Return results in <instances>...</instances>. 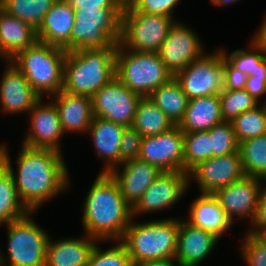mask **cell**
<instances>
[{
	"mask_svg": "<svg viewBox=\"0 0 266 266\" xmlns=\"http://www.w3.org/2000/svg\"><path fill=\"white\" fill-rule=\"evenodd\" d=\"M122 11V8L74 9L70 51L118 46Z\"/></svg>",
	"mask_w": 266,
	"mask_h": 266,
	"instance_id": "7",
	"label": "cell"
},
{
	"mask_svg": "<svg viewBox=\"0 0 266 266\" xmlns=\"http://www.w3.org/2000/svg\"><path fill=\"white\" fill-rule=\"evenodd\" d=\"M73 9L121 8L117 0H65Z\"/></svg>",
	"mask_w": 266,
	"mask_h": 266,
	"instance_id": "45",
	"label": "cell"
},
{
	"mask_svg": "<svg viewBox=\"0 0 266 266\" xmlns=\"http://www.w3.org/2000/svg\"><path fill=\"white\" fill-rule=\"evenodd\" d=\"M180 0H138L133 8L137 12L174 17V8Z\"/></svg>",
	"mask_w": 266,
	"mask_h": 266,
	"instance_id": "41",
	"label": "cell"
},
{
	"mask_svg": "<svg viewBox=\"0 0 266 266\" xmlns=\"http://www.w3.org/2000/svg\"><path fill=\"white\" fill-rule=\"evenodd\" d=\"M174 78L182 86L188 99L220 95L224 90L226 67L221 49L205 53L179 71Z\"/></svg>",
	"mask_w": 266,
	"mask_h": 266,
	"instance_id": "10",
	"label": "cell"
},
{
	"mask_svg": "<svg viewBox=\"0 0 266 266\" xmlns=\"http://www.w3.org/2000/svg\"><path fill=\"white\" fill-rule=\"evenodd\" d=\"M83 202L84 234L99 242L120 241L133 216L114 179L108 173H99Z\"/></svg>",
	"mask_w": 266,
	"mask_h": 266,
	"instance_id": "2",
	"label": "cell"
},
{
	"mask_svg": "<svg viewBox=\"0 0 266 266\" xmlns=\"http://www.w3.org/2000/svg\"><path fill=\"white\" fill-rule=\"evenodd\" d=\"M240 247L245 266H266V241L259 235L246 233Z\"/></svg>",
	"mask_w": 266,
	"mask_h": 266,
	"instance_id": "39",
	"label": "cell"
},
{
	"mask_svg": "<svg viewBox=\"0 0 266 266\" xmlns=\"http://www.w3.org/2000/svg\"><path fill=\"white\" fill-rule=\"evenodd\" d=\"M138 159L161 171H184V133L175 125L161 134L143 137Z\"/></svg>",
	"mask_w": 266,
	"mask_h": 266,
	"instance_id": "14",
	"label": "cell"
},
{
	"mask_svg": "<svg viewBox=\"0 0 266 266\" xmlns=\"http://www.w3.org/2000/svg\"><path fill=\"white\" fill-rule=\"evenodd\" d=\"M36 29L26 22L10 15L0 7V58L9 61L18 52L33 46Z\"/></svg>",
	"mask_w": 266,
	"mask_h": 266,
	"instance_id": "25",
	"label": "cell"
},
{
	"mask_svg": "<svg viewBox=\"0 0 266 266\" xmlns=\"http://www.w3.org/2000/svg\"><path fill=\"white\" fill-rule=\"evenodd\" d=\"M66 53L61 47L37 41L9 61L24 74L41 98L51 97L63 88Z\"/></svg>",
	"mask_w": 266,
	"mask_h": 266,
	"instance_id": "5",
	"label": "cell"
},
{
	"mask_svg": "<svg viewBox=\"0 0 266 266\" xmlns=\"http://www.w3.org/2000/svg\"><path fill=\"white\" fill-rule=\"evenodd\" d=\"M64 160L61 152L22 145L16 172L6 148L5 167L13 176L21 202L30 212H36L49 199L69 189L70 176Z\"/></svg>",
	"mask_w": 266,
	"mask_h": 266,
	"instance_id": "1",
	"label": "cell"
},
{
	"mask_svg": "<svg viewBox=\"0 0 266 266\" xmlns=\"http://www.w3.org/2000/svg\"><path fill=\"white\" fill-rule=\"evenodd\" d=\"M33 214L35 212H29L23 218L4 224L8 255L0 248L1 266H45L50 235L34 222Z\"/></svg>",
	"mask_w": 266,
	"mask_h": 266,
	"instance_id": "8",
	"label": "cell"
},
{
	"mask_svg": "<svg viewBox=\"0 0 266 266\" xmlns=\"http://www.w3.org/2000/svg\"><path fill=\"white\" fill-rule=\"evenodd\" d=\"M0 144V171L5 168L6 146Z\"/></svg>",
	"mask_w": 266,
	"mask_h": 266,
	"instance_id": "49",
	"label": "cell"
},
{
	"mask_svg": "<svg viewBox=\"0 0 266 266\" xmlns=\"http://www.w3.org/2000/svg\"><path fill=\"white\" fill-rule=\"evenodd\" d=\"M189 174L184 171H162L132 207L135 220L141 214L164 211L179 202L188 191Z\"/></svg>",
	"mask_w": 266,
	"mask_h": 266,
	"instance_id": "12",
	"label": "cell"
},
{
	"mask_svg": "<svg viewBox=\"0 0 266 266\" xmlns=\"http://www.w3.org/2000/svg\"><path fill=\"white\" fill-rule=\"evenodd\" d=\"M237 141L266 134V104L245 111L232 121Z\"/></svg>",
	"mask_w": 266,
	"mask_h": 266,
	"instance_id": "34",
	"label": "cell"
},
{
	"mask_svg": "<svg viewBox=\"0 0 266 266\" xmlns=\"http://www.w3.org/2000/svg\"><path fill=\"white\" fill-rule=\"evenodd\" d=\"M29 212L18 196L13 176L5 167L0 171V227Z\"/></svg>",
	"mask_w": 266,
	"mask_h": 266,
	"instance_id": "30",
	"label": "cell"
},
{
	"mask_svg": "<svg viewBox=\"0 0 266 266\" xmlns=\"http://www.w3.org/2000/svg\"><path fill=\"white\" fill-rule=\"evenodd\" d=\"M75 24L74 9L65 0H56L36 30L39 42L70 51V35Z\"/></svg>",
	"mask_w": 266,
	"mask_h": 266,
	"instance_id": "21",
	"label": "cell"
},
{
	"mask_svg": "<svg viewBox=\"0 0 266 266\" xmlns=\"http://www.w3.org/2000/svg\"><path fill=\"white\" fill-rule=\"evenodd\" d=\"M244 89L256 101L262 104L261 98L264 94H266V74H258L257 76L247 77Z\"/></svg>",
	"mask_w": 266,
	"mask_h": 266,
	"instance_id": "44",
	"label": "cell"
},
{
	"mask_svg": "<svg viewBox=\"0 0 266 266\" xmlns=\"http://www.w3.org/2000/svg\"><path fill=\"white\" fill-rule=\"evenodd\" d=\"M134 266H179L175 259H165V260H156V261H144Z\"/></svg>",
	"mask_w": 266,
	"mask_h": 266,
	"instance_id": "47",
	"label": "cell"
},
{
	"mask_svg": "<svg viewBox=\"0 0 266 266\" xmlns=\"http://www.w3.org/2000/svg\"><path fill=\"white\" fill-rule=\"evenodd\" d=\"M262 182L263 179L245 176L213 193L232 223L235 217L244 219V221L249 219L247 222L251 223L255 215Z\"/></svg>",
	"mask_w": 266,
	"mask_h": 266,
	"instance_id": "17",
	"label": "cell"
},
{
	"mask_svg": "<svg viewBox=\"0 0 266 266\" xmlns=\"http://www.w3.org/2000/svg\"><path fill=\"white\" fill-rule=\"evenodd\" d=\"M41 98L28 113L30 129L24 134L22 145L33 149H52L62 153L60 138L65 135L54 102ZM44 102V103H43Z\"/></svg>",
	"mask_w": 266,
	"mask_h": 266,
	"instance_id": "16",
	"label": "cell"
},
{
	"mask_svg": "<svg viewBox=\"0 0 266 266\" xmlns=\"http://www.w3.org/2000/svg\"><path fill=\"white\" fill-rule=\"evenodd\" d=\"M218 242L219 238L214 234L180 218L174 259L179 266H198L211 254Z\"/></svg>",
	"mask_w": 266,
	"mask_h": 266,
	"instance_id": "20",
	"label": "cell"
},
{
	"mask_svg": "<svg viewBox=\"0 0 266 266\" xmlns=\"http://www.w3.org/2000/svg\"><path fill=\"white\" fill-rule=\"evenodd\" d=\"M223 64L226 67L224 90L244 89L247 75L236 69L223 55Z\"/></svg>",
	"mask_w": 266,
	"mask_h": 266,
	"instance_id": "43",
	"label": "cell"
},
{
	"mask_svg": "<svg viewBox=\"0 0 266 266\" xmlns=\"http://www.w3.org/2000/svg\"><path fill=\"white\" fill-rule=\"evenodd\" d=\"M175 21V17L137 12L133 7L123 9L118 43L130 51L158 53Z\"/></svg>",
	"mask_w": 266,
	"mask_h": 266,
	"instance_id": "9",
	"label": "cell"
},
{
	"mask_svg": "<svg viewBox=\"0 0 266 266\" xmlns=\"http://www.w3.org/2000/svg\"><path fill=\"white\" fill-rule=\"evenodd\" d=\"M122 9L133 7L138 0H117Z\"/></svg>",
	"mask_w": 266,
	"mask_h": 266,
	"instance_id": "50",
	"label": "cell"
},
{
	"mask_svg": "<svg viewBox=\"0 0 266 266\" xmlns=\"http://www.w3.org/2000/svg\"><path fill=\"white\" fill-rule=\"evenodd\" d=\"M143 137L131 127H125L120 140V165L128 160L138 158Z\"/></svg>",
	"mask_w": 266,
	"mask_h": 266,
	"instance_id": "40",
	"label": "cell"
},
{
	"mask_svg": "<svg viewBox=\"0 0 266 266\" xmlns=\"http://www.w3.org/2000/svg\"><path fill=\"white\" fill-rule=\"evenodd\" d=\"M5 62L0 80V108L7 114L29 113L41 97L16 66Z\"/></svg>",
	"mask_w": 266,
	"mask_h": 266,
	"instance_id": "18",
	"label": "cell"
},
{
	"mask_svg": "<svg viewBox=\"0 0 266 266\" xmlns=\"http://www.w3.org/2000/svg\"><path fill=\"white\" fill-rule=\"evenodd\" d=\"M223 121L232 122L245 111L257 107L256 101L245 89L223 90L219 95Z\"/></svg>",
	"mask_w": 266,
	"mask_h": 266,
	"instance_id": "36",
	"label": "cell"
},
{
	"mask_svg": "<svg viewBox=\"0 0 266 266\" xmlns=\"http://www.w3.org/2000/svg\"><path fill=\"white\" fill-rule=\"evenodd\" d=\"M96 243L97 239L86 234L56 241L49 237L45 266H86Z\"/></svg>",
	"mask_w": 266,
	"mask_h": 266,
	"instance_id": "24",
	"label": "cell"
},
{
	"mask_svg": "<svg viewBox=\"0 0 266 266\" xmlns=\"http://www.w3.org/2000/svg\"><path fill=\"white\" fill-rule=\"evenodd\" d=\"M223 122L219 95L190 99L178 127L183 133L208 131Z\"/></svg>",
	"mask_w": 266,
	"mask_h": 266,
	"instance_id": "27",
	"label": "cell"
},
{
	"mask_svg": "<svg viewBox=\"0 0 266 266\" xmlns=\"http://www.w3.org/2000/svg\"><path fill=\"white\" fill-rule=\"evenodd\" d=\"M201 42L196 32L187 25L178 20L174 22L158 51L165 68L173 77L206 53Z\"/></svg>",
	"mask_w": 266,
	"mask_h": 266,
	"instance_id": "13",
	"label": "cell"
},
{
	"mask_svg": "<svg viewBox=\"0 0 266 266\" xmlns=\"http://www.w3.org/2000/svg\"><path fill=\"white\" fill-rule=\"evenodd\" d=\"M211 138V157H219L239 152L232 122L223 121L208 130Z\"/></svg>",
	"mask_w": 266,
	"mask_h": 266,
	"instance_id": "37",
	"label": "cell"
},
{
	"mask_svg": "<svg viewBox=\"0 0 266 266\" xmlns=\"http://www.w3.org/2000/svg\"><path fill=\"white\" fill-rule=\"evenodd\" d=\"M117 46L85 48L66 53L62 90L92 97L116 77Z\"/></svg>",
	"mask_w": 266,
	"mask_h": 266,
	"instance_id": "3",
	"label": "cell"
},
{
	"mask_svg": "<svg viewBox=\"0 0 266 266\" xmlns=\"http://www.w3.org/2000/svg\"><path fill=\"white\" fill-rule=\"evenodd\" d=\"M116 78L140 97H149L173 76L155 52L130 51L119 43L115 52Z\"/></svg>",
	"mask_w": 266,
	"mask_h": 266,
	"instance_id": "6",
	"label": "cell"
},
{
	"mask_svg": "<svg viewBox=\"0 0 266 266\" xmlns=\"http://www.w3.org/2000/svg\"><path fill=\"white\" fill-rule=\"evenodd\" d=\"M188 174L189 183L196 181L194 183L198 185L201 193L211 194L246 176L239 152L211 157L200 162Z\"/></svg>",
	"mask_w": 266,
	"mask_h": 266,
	"instance_id": "15",
	"label": "cell"
},
{
	"mask_svg": "<svg viewBox=\"0 0 266 266\" xmlns=\"http://www.w3.org/2000/svg\"><path fill=\"white\" fill-rule=\"evenodd\" d=\"M238 0H211L212 4L215 5L216 7H224L226 5H233L235 4V2H237ZM233 3V4H232Z\"/></svg>",
	"mask_w": 266,
	"mask_h": 266,
	"instance_id": "48",
	"label": "cell"
},
{
	"mask_svg": "<svg viewBox=\"0 0 266 266\" xmlns=\"http://www.w3.org/2000/svg\"><path fill=\"white\" fill-rule=\"evenodd\" d=\"M248 49H236L230 54L222 49L224 57L240 72L249 76L266 74V55L252 41Z\"/></svg>",
	"mask_w": 266,
	"mask_h": 266,
	"instance_id": "33",
	"label": "cell"
},
{
	"mask_svg": "<svg viewBox=\"0 0 266 266\" xmlns=\"http://www.w3.org/2000/svg\"><path fill=\"white\" fill-rule=\"evenodd\" d=\"M50 98L57 107L64 134L88 132L94 118L92 97L61 90Z\"/></svg>",
	"mask_w": 266,
	"mask_h": 266,
	"instance_id": "23",
	"label": "cell"
},
{
	"mask_svg": "<svg viewBox=\"0 0 266 266\" xmlns=\"http://www.w3.org/2000/svg\"><path fill=\"white\" fill-rule=\"evenodd\" d=\"M149 98L175 125L183 119L189 101L182 86L174 77L155 89Z\"/></svg>",
	"mask_w": 266,
	"mask_h": 266,
	"instance_id": "28",
	"label": "cell"
},
{
	"mask_svg": "<svg viewBox=\"0 0 266 266\" xmlns=\"http://www.w3.org/2000/svg\"><path fill=\"white\" fill-rule=\"evenodd\" d=\"M180 219L163 218L135 222L134 218L120 242L126 247L133 265L144 261L174 259Z\"/></svg>",
	"mask_w": 266,
	"mask_h": 266,
	"instance_id": "4",
	"label": "cell"
},
{
	"mask_svg": "<svg viewBox=\"0 0 266 266\" xmlns=\"http://www.w3.org/2000/svg\"><path fill=\"white\" fill-rule=\"evenodd\" d=\"M56 0H0V7L18 19L38 29L45 14Z\"/></svg>",
	"mask_w": 266,
	"mask_h": 266,
	"instance_id": "32",
	"label": "cell"
},
{
	"mask_svg": "<svg viewBox=\"0 0 266 266\" xmlns=\"http://www.w3.org/2000/svg\"><path fill=\"white\" fill-rule=\"evenodd\" d=\"M161 173L157 166L136 158L123 162L108 174L118 184L125 201L133 207Z\"/></svg>",
	"mask_w": 266,
	"mask_h": 266,
	"instance_id": "19",
	"label": "cell"
},
{
	"mask_svg": "<svg viewBox=\"0 0 266 266\" xmlns=\"http://www.w3.org/2000/svg\"><path fill=\"white\" fill-rule=\"evenodd\" d=\"M189 205V217L185 219L193 226L214 234L219 239L231 229L232 222L211 193H200Z\"/></svg>",
	"mask_w": 266,
	"mask_h": 266,
	"instance_id": "26",
	"label": "cell"
},
{
	"mask_svg": "<svg viewBox=\"0 0 266 266\" xmlns=\"http://www.w3.org/2000/svg\"><path fill=\"white\" fill-rule=\"evenodd\" d=\"M174 126L175 124L149 97L140 98L132 127L142 137L161 134Z\"/></svg>",
	"mask_w": 266,
	"mask_h": 266,
	"instance_id": "29",
	"label": "cell"
},
{
	"mask_svg": "<svg viewBox=\"0 0 266 266\" xmlns=\"http://www.w3.org/2000/svg\"><path fill=\"white\" fill-rule=\"evenodd\" d=\"M125 126L94 117L87 134L93 142L95 154L104 162L99 173H109L120 166V140Z\"/></svg>",
	"mask_w": 266,
	"mask_h": 266,
	"instance_id": "22",
	"label": "cell"
},
{
	"mask_svg": "<svg viewBox=\"0 0 266 266\" xmlns=\"http://www.w3.org/2000/svg\"><path fill=\"white\" fill-rule=\"evenodd\" d=\"M211 158L208 131L184 133V172L189 173L200 162Z\"/></svg>",
	"mask_w": 266,
	"mask_h": 266,
	"instance_id": "35",
	"label": "cell"
},
{
	"mask_svg": "<svg viewBox=\"0 0 266 266\" xmlns=\"http://www.w3.org/2000/svg\"><path fill=\"white\" fill-rule=\"evenodd\" d=\"M250 227L251 228L247 233L252 235H258L263 229L266 228V179H263L255 215L250 223Z\"/></svg>",
	"mask_w": 266,
	"mask_h": 266,
	"instance_id": "42",
	"label": "cell"
},
{
	"mask_svg": "<svg viewBox=\"0 0 266 266\" xmlns=\"http://www.w3.org/2000/svg\"><path fill=\"white\" fill-rule=\"evenodd\" d=\"M115 242L107 250L96 243L86 266H134L126 247L120 241Z\"/></svg>",
	"mask_w": 266,
	"mask_h": 266,
	"instance_id": "38",
	"label": "cell"
},
{
	"mask_svg": "<svg viewBox=\"0 0 266 266\" xmlns=\"http://www.w3.org/2000/svg\"><path fill=\"white\" fill-rule=\"evenodd\" d=\"M246 176L266 179V134L239 143Z\"/></svg>",
	"mask_w": 266,
	"mask_h": 266,
	"instance_id": "31",
	"label": "cell"
},
{
	"mask_svg": "<svg viewBox=\"0 0 266 266\" xmlns=\"http://www.w3.org/2000/svg\"><path fill=\"white\" fill-rule=\"evenodd\" d=\"M266 18V16H265ZM252 41L257 47H259L266 55V19L260 25V28L255 35L251 38Z\"/></svg>",
	"mask_w": 266,
	"mask_h": 266,
	"instance_id": "46",
	"label": "cell"
},
{
	"mask_svg": "<svg viewBox=\"0 0 266 266\" xmlns=\"http://www.w3.org/2000/svg\"><path fill=\"white\" fill-rule=\"evenodd\" d=\"M140 98L115 77L92 96L93 115L131 127Z\"/></svg>",
	"mask_w": 266,
	"mask_h": 266,
	"instance_id": "11",
	"label": "cell"
},
{
	"mask_svg": "<svg viewBox=\"0 0 266 266\" xmlns=\"http://www.w3.org/2000/svg\"><path fill=\"white\" fill-rule=\"evenodd\" d=\"M258 235L266 241V228L263 229Z\"/></svg>",
	"mask_w": 266,
	"mask_h": 266,
	"instance_id": "51",
	"label": "cell"
}]
</instances>
